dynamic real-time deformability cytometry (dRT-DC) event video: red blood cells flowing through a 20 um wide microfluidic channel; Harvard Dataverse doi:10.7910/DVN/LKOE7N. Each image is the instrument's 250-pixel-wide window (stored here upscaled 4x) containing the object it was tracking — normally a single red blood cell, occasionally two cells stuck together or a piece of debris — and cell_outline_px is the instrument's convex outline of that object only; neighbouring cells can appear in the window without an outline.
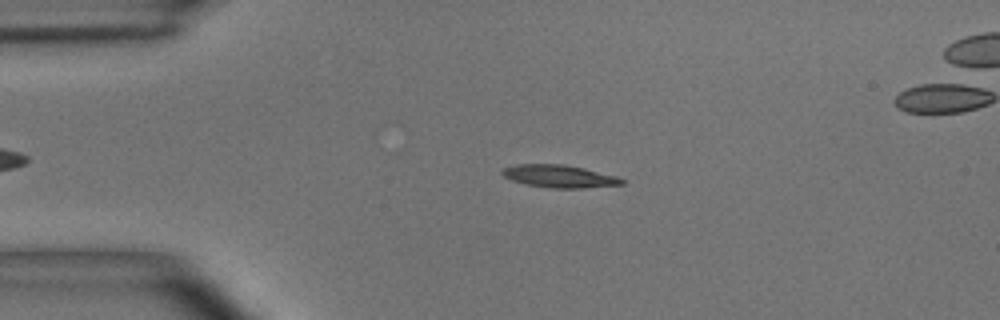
{"species": "common noctule bat (a hibernating species)", "species_latin": "Nyctalus noctula", "temperature_condition": "room temperature", "stored_images_in_passage": 52, "camera_frame_rate_fps": 3000, "um_per_image_px": 0.085, "animal": {"sex": "male", "body_mass_g": 15.6}, "frame": {"image": 1, "passage_image": 11, "time_ms": 3.333, "image_size_px": [1000, 320], "cell_outline_px": [[624, 184], [580, 188], [552, 188], [528, 184], [512, 180], [504, 176], [500, 172], [504, 168], [516, 164], [564, 164], [584, 168], [616, 176], [624, 180]], "centroid_in_image_um": [47.54, 14.97], "position_along_channel_um": 37.5, "area_um2": 15.55}}
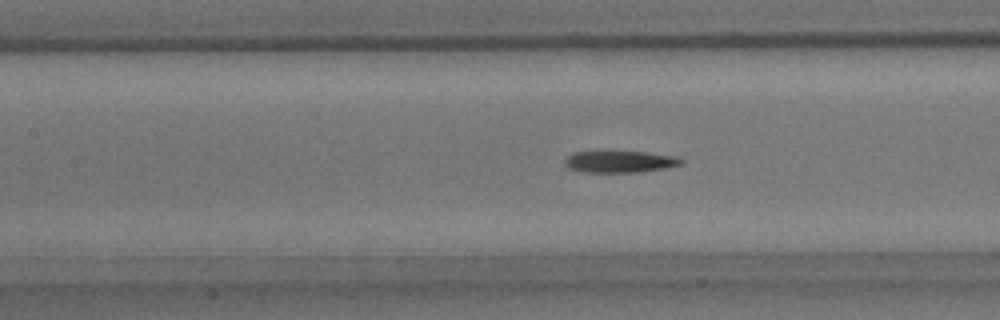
{"frame": {"image": 2, "passage_image": 23, "time_ms": 7.333, "image_size_px": [1000, 320], "cell_outline_px": [[684, 164], [664, 168], [636, 172], [584, 172], [568, 168], [564, 164], [564, 160], [572, 152], [644, 152], [676, 156], [684, 160]], "centroid_in_image_um": [52.69, 13.74], "position_along_channel_um": 154.7, "area_um2": 14.62}}
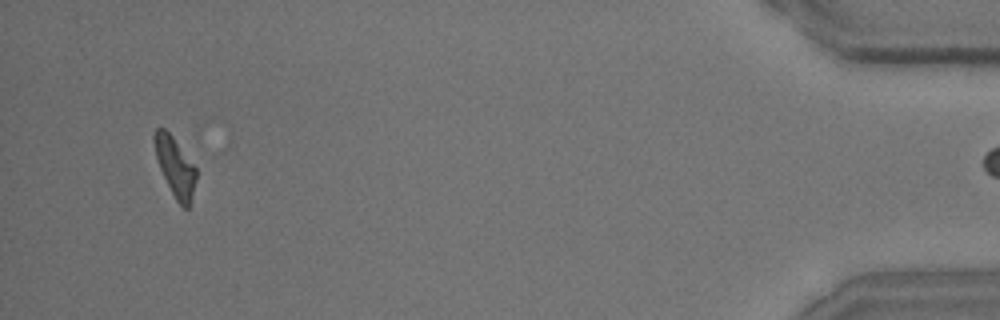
{"frame": {"image": 3, "passage_image": 51, "time_ms": 16.667, "image_size_px": [1000, 320], "cell_outline_px": [[196, 180], [192, 196], [188, 208], [184, 208], [176, 200], [160, 168], [156, 156], [152, 140], [152, 136], [156, 128], [164, 128], [172, 136], [196, 168]], "centroid_in_image_um": [14.87, 14.15], "position_along_channel_um": 420.3, "area_um2": 14.1}}